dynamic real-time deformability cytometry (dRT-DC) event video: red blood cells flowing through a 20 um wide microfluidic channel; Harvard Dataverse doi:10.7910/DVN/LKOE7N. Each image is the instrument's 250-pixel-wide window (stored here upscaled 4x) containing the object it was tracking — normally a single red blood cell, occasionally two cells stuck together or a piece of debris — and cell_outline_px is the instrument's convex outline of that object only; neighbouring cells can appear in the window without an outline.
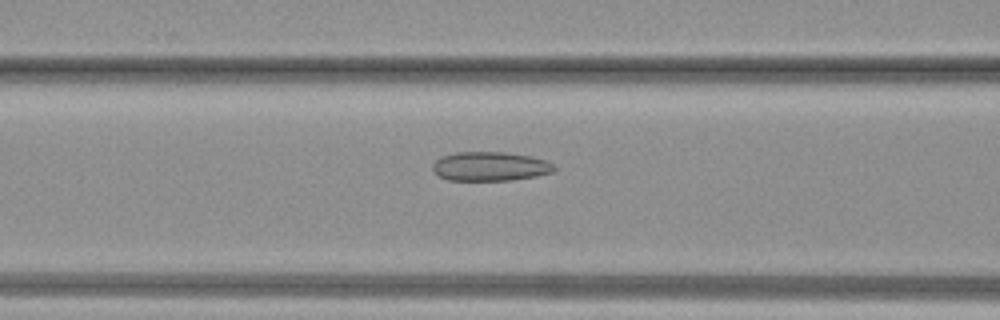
{"species": "common noctule bat (a hibernating species)", "species_latin": "Nyctalus noctula", "temperature_condition": "warm", "stored_images_in_passage": 15, "camera_frame_rate_fps": 3000, "um_per_image_px": 0.085, "animal": {"sex": "female", "body_mass_g": 19.3, "forearm_length_mm": 54.1}, "frame": {"image": 1, "passage_image": 9, "time_ms": 2.667, "image_size_px": [1000, 320], "cell_outline_px": [[556, 168], [552, 172], [536, 176], [512, 180], [448, 180], [440, 176], [432, 168], [432, 164], [440, 156], [456, 152], [508, 152], [532, 156], [544, 160], [552, 164]], "centroid_in_image_um": [41.65, 14.13], "position_along_channel_um": 124.9, "area_um2": 20.63}}